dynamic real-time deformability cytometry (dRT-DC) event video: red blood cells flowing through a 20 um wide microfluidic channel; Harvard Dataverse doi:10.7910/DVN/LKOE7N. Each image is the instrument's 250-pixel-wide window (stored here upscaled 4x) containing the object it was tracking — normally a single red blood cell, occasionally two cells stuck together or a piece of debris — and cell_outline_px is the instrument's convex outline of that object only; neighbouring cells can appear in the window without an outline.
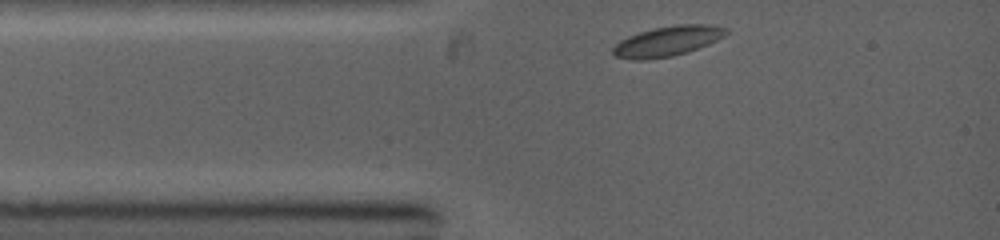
{"species": "common noctule bat (a hibernating species)", "species_latin": "Nyctalus noctula", "temperature_condition": "warm", "stored_images_in_passage": 46, "camera_frame_rate_fps": 5000, "um_per_image_px": 0.085, "animal": {"sex": "female", "body_mass_g": 19.0, "forearm_length_mm": 53.3}, "frame": {"image": 1, "passage_image": 1, "time_ms": 0.0, "image_size_px": [1000, 240], "cell_outline_px": [[728, 32], [724, 36], [708, 44], [688, 52], [672, 56], [644, 60], [632, 60], [616, 56], [612, 52], [612, 48], [620, 40], [628, 36], [652, 28], [676, 24], [708, 24], [728, 28]], "centroid_in_image_um": [56.73, 3.49], "position_along_channel_um": 28.3, "area_um2": 19.88}}
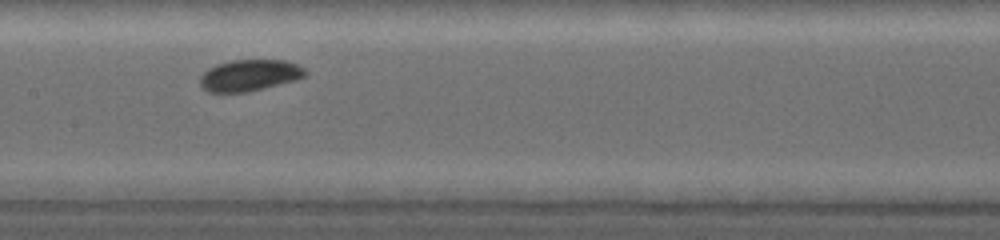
{"frame": {"image": 2, "passage_image": 19, "time_ms": 3.8, "image_size_px": [1000, 240], "cell_outline_px": [[308, 72], [304, 76], [296, 80], [248, 92], [208, 92], [200, 84], [200, 76], [208, 68], [216, 64], [232, 60], [284, 60], [296, 64], [304, 68]], "centroid_in_image_um": [21.2, 6.4], "position_along_channel_um": 186.2, "area_um2": 19.25}}
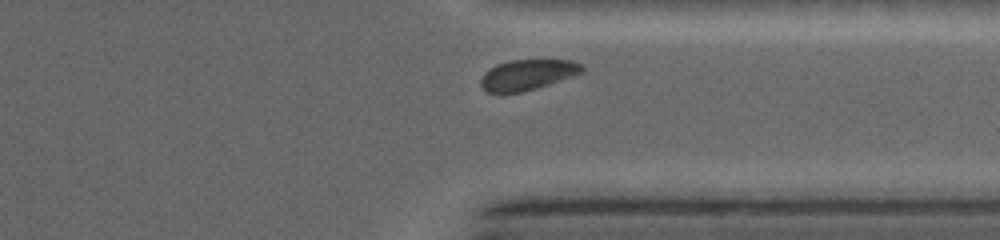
{"frame": {"image": 3, "passage_image": 41, "time_ms": 7.8, "image_size_px": [1000, 240], "cell_outline_px": [[584, 72], [576, 76], [536, 88], [520, 92], [488, 92], [480, 84], [480, 80], [484, 72], [496, 64], [512, 60], [572, 60], [584, 64]], "centroid_in_image_um": [44.9, 6.34], "position_along_channel_um": 366.5, "area_um2": 18.09}}